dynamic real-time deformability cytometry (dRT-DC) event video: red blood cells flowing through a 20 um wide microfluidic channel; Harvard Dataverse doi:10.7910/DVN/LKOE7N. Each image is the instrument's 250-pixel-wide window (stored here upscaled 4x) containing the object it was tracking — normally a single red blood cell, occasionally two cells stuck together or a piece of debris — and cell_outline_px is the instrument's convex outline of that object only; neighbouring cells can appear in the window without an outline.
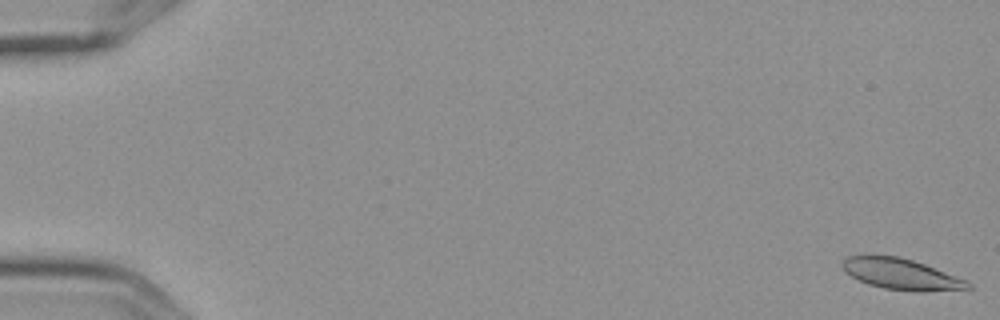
{"species": "Egyptian fruit bat (a non-hibernating species)", "species_latin": "Rousettus aegyptiacus", "temperature_condition": "cold", "stored_images_in_passage": 6, "camera_frame_rate_fps": 3000, "um_per_image_px": 0.085, "frame": {"image": 1, "passage_image": 1, "time_ms": 0.0, "image_size_px": [1000, 320], "cell_outline_px": [[972, 288], [920, 292], [884, 288], [868, 284], [844, 272], [840, 264], [848, 256], [900, 256], [924, 264], [968, 280], [972, 284]], "centroid_in_image_um": [76.62, 23.31], "position_along_channel_um": 8.4, "area_um2": 22.48}}